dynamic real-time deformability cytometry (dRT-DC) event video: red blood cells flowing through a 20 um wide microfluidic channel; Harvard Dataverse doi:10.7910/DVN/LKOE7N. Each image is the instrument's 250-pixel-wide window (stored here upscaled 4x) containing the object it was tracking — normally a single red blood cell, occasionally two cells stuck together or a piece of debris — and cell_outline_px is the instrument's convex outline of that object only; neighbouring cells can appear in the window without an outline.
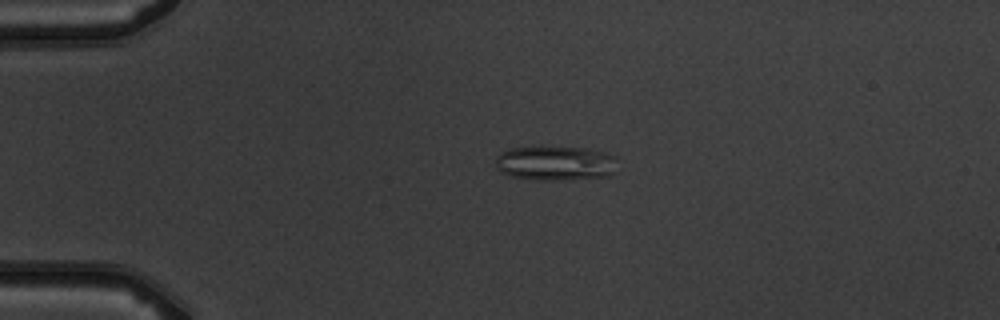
{"species": "common noctule bat (a hibernating species)", "species_latin": "Nyctalus noctula", "temperature_condition": "warm", "stored_images_in_passage": 4, "camera_frame_rate_fps": 3000, "um_per_image_px": 0.085, "animal": {"sex": "male", "body_mass_g": 19.5, "forearm_length_mm": 54.6}, "frame": {"image": 1, "passage_image": 2, "time_ms": 2.0, "image_size_px": [1000, 320], "cell_outline_px": [[616, 156], [612, 172], [608, 176], [572, 180], [536, 180], [512, 176], [500, 172], [496, 168], [496, 156], [500, 152], [508, 148], [540, 144], [584, 148], [604, 152]], "centroid_in_image_um": [47.13, 13.83], "position_along_channel_um": 37.9, "area_um2": 25.43}}